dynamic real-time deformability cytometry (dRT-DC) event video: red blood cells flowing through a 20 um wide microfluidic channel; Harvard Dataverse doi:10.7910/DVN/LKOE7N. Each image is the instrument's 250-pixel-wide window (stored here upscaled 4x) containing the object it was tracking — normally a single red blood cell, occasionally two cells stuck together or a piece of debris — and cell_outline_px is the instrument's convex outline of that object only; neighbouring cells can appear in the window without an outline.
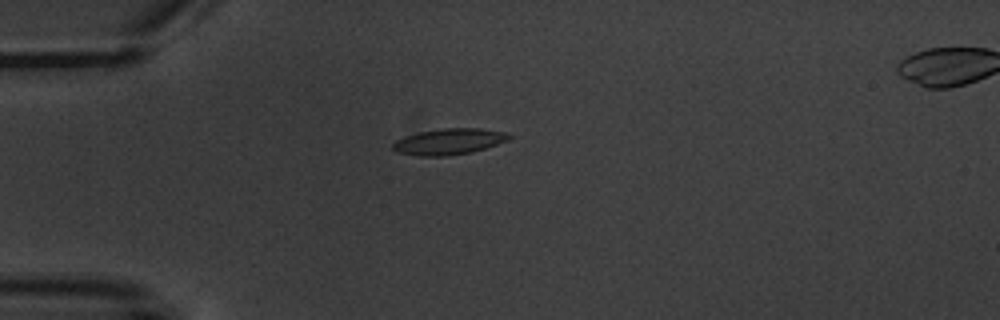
{"species": "common noctule bat (a hibernating species)", "species_latin": "Nyctalus noctula", "temperature_condition": "warm", "stored_images_in_passage": 5, "camera_frame_rate_fps": 3000, "um_per_image_px": 0.085, "animal": {"sex": "male", "body_mass_g": 20.1, "forearm_length_mm": 53.5}, "frame": {"image": 1, "passage_image": 1, "time_ms": 0.0, "image_size_px": [1000, 320], "cell_outline_px": [[512, 136], [508, 140], [472, 152], [448, 156], [416, 156], [396, 152], [392, 148], [392, 144], [396, 140], [404, 136], [420, 132], [440, 128], [480, 128], [508, 132]], "centroid_in_image_um": [38.14, 12.03], "position_along_channel_um": 46.9, "area_um2": 17.8}}
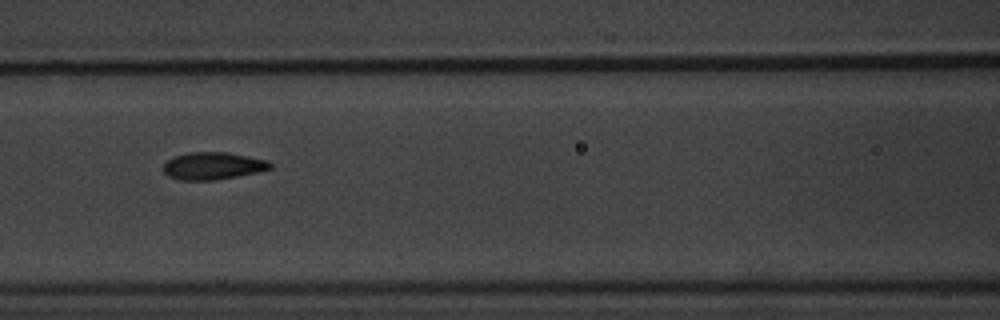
{"frame": {"image": 2, "passage_image": 4, "time_ms": 3.333, "image_size_px": [1000, 320], "cell_outline_px": [[272, 168], [256, 172], [216, 180], [180, 180], [168, 176], [164, 172], [164, 164], [168, 160], [176, 156], [188, 152], [228, 152], [268, 160], [272, 164]], "centroid_in_image_um": [18.1, 14.09], "position_along_channel_um": 148.5, "area_um2": 16.94}}